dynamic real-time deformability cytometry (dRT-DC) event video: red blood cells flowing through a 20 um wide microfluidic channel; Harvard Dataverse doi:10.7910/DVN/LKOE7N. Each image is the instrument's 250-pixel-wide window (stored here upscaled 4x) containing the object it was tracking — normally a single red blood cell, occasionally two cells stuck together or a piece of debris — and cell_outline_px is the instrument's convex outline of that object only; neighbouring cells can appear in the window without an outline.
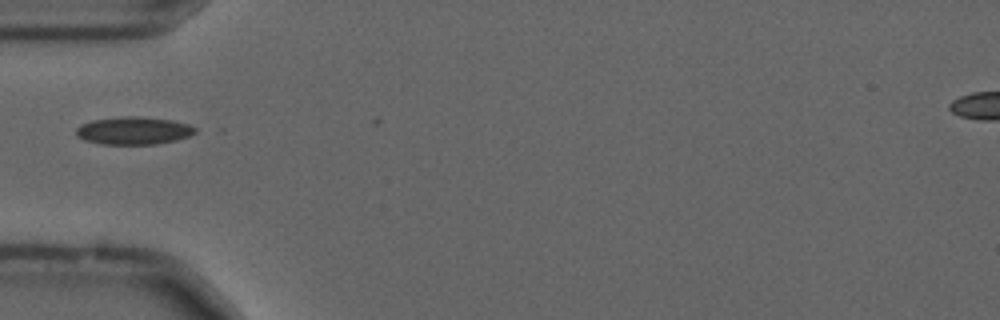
{"species": "common noctule bat (a hibernating species)", "species_latin": "Nyctalus noctula", "temperature_condition": "cold", "stored_images_in_passage": 24, "camera_frame_rate_fps": 3000, "um_per_image_px": 0.085, "animal": {"sex": "male", "forearm_length_mm": 52.5}, "frame": {"image": 1, "passage_image": 2, "time_ms": 0.333, "image_size_px": [1000, 320], "cell_outline_px": [[196, 132], [188, 136], [176, 140], [156, 144], [100, 144], [84, 140], [76, 136], [76, 128], [80, 124], [92, 120], [120, 116], [140, 116], [172, 120], [188, 124], [196, 128]], "centroid_in_image_um": [11.32, 11.1], "position_along_channel_um": 73.7, "area_um2": 19.36}}
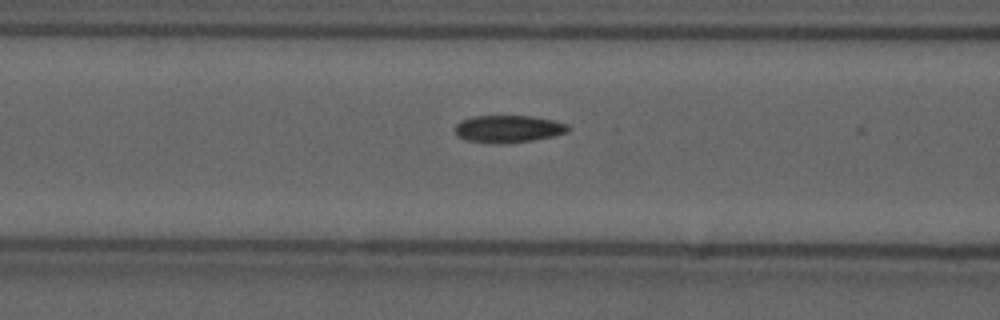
{"frame": {"image": 2, "passage_image": 6, "time_ms": 1.667, "image_size_px": [1000, 320], "cell_outline_px": [[568, 132], [552, 136], [532, 140], [496, 144], [468, 140], [456, 136], [456, 124], [460, 120], [472, 116], [532, 116], [552, 120], [568, 124]], "centroid_in_image_um": [43.17, 10.95], "position_along_channel_um": 123.4, "area_um2": 17.86}}
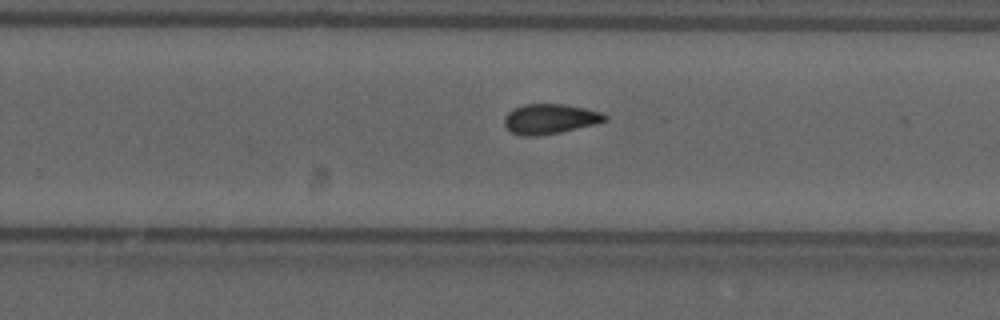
{"frame": {"image": 3, "passage_image": 19, "time_ms": 6.0, "image_size_px": [1000, 320], "cell_outline_px": [[608, 120], [596, 124], [560, 132], [536, 136], [524, 136], [512, 132], [504, 124], [504, 116], [508, 112], [524, 104], [564, 104], [584, 108], [600, 112], [608, 116]], "centroid_in_image_um": [46.76, 10.11], "position_along_channel_um": 283.0, "area_um2": 17.46}}